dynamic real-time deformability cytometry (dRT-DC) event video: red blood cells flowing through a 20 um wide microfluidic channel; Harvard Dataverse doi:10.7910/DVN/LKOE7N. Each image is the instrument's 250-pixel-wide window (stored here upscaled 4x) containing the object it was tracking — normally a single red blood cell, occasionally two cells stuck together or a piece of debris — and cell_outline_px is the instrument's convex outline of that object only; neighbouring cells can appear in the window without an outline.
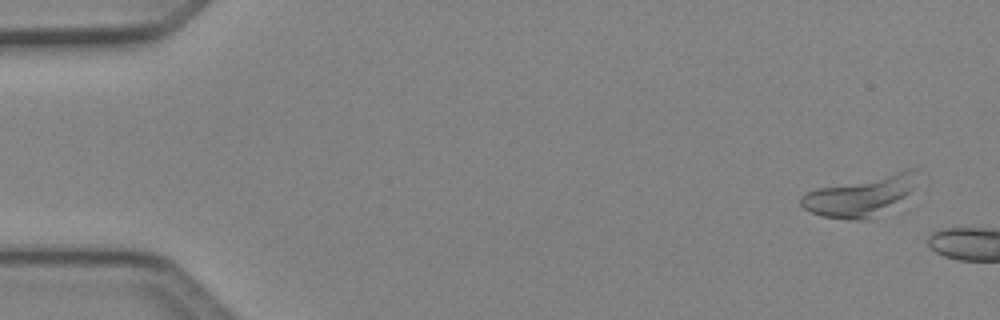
{"species": "Egyptian fruit bat (a non-hibernating species)", "species_latin": "Rousettus aegyptiacus", "temperature_condition": "cold", "stored_images_in_passage": 3, "camera_frame_rate_fps": 3000, "um_per_image_px": 0.085, "animal": {"sex": "female"}, "frame": {"image": 1, "passage_image": 1, "time_ms": 0.0, "image_size_px": [1000, 320], "cell_outline_px": [[916, 168], [912, 188], [904, 196], [868, 220], [852, 220], [824, 216], [812, 212], [804, 208], [800, 204], [800, 196], [816, 188], [904, 168]], "centroid_in_image_um": [73.08, 16.61], "position_along_channel_um": 11.9, "area_um2": 26.59}}